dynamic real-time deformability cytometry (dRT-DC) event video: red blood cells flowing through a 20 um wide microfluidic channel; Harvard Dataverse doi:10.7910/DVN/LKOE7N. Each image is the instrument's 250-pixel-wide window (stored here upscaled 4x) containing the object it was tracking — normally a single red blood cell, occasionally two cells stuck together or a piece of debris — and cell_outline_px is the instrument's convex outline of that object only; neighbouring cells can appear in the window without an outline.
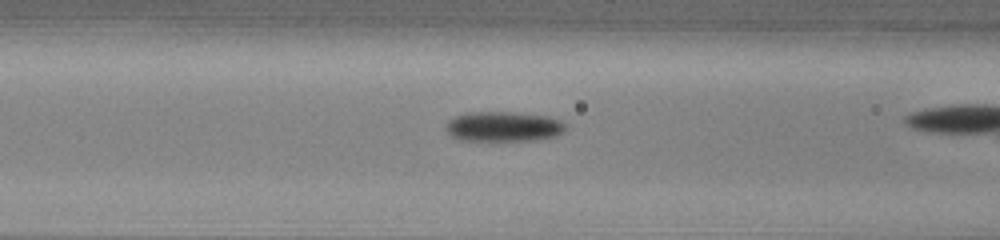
{"species": "common noctule bat (a hibernating species)", "species_latin": "Nyctalus noctula", "temperature_condition": "warm", "stored_images_in_passage": 28, "camera_frame_rate_fps": 3000, "um_per_image_px": 0.085, "animal": {"sex": "male", "body_mass_g": 13.0, "forearm_length_mm": 53.1}, "frame": {"image": 1, "passage_image": 9, "time_ms": 2.667, "image_size_px": [1000, 240], "cell_outline_px": [[564, 132], [556, 136], [536, 140], [460, 140], [452, 136], [448, 132], [448, 120], [456, 116], [468, 112], [512, 112], [548, 116], [560, 120], [564, 124]], "centroid_in_image_um": [42.82, 10.75], "position_along_channel_um": 123.8, "area_um2": 20.69}}
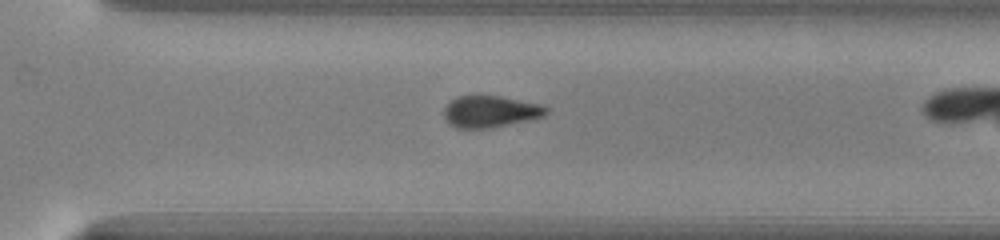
{"frame": {"image": 2, "passage_image": 24, "time_ms": 7.667, "image_size_px": [1000, 240], "cell_outline_px": [[548, 112], [544, 116], [488, 128], [456, 128], [444, 116], [444, 108], [456, 96], [476, 92], [500, 96], [540, 104], [548, 108]], "centroid_in_image_um": [41.64, 9.42], "position_along_channel_um": 329.0, "area_um2": 19.07}}